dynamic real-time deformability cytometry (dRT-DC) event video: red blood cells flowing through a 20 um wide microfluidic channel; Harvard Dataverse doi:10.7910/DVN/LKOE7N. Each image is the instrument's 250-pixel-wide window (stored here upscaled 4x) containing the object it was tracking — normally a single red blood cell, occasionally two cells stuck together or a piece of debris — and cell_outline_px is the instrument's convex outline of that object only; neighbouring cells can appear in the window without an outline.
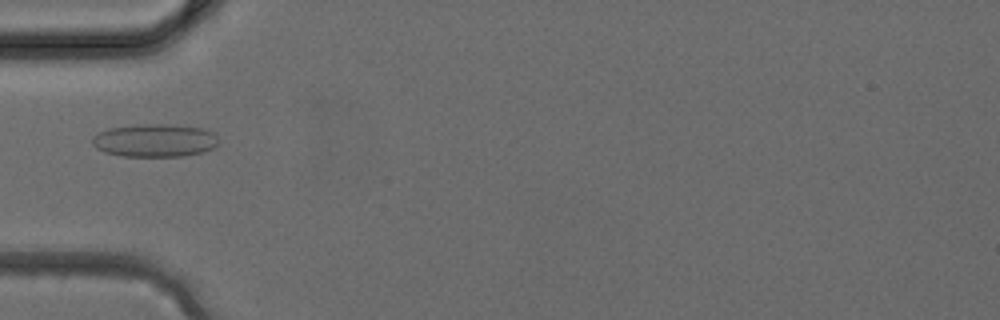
{"species": "common noctule bat (a hibernating species)", "species_latin": "Nyctalus noctula", "temperature_condition": "cold", "stored_images_in_passage": 38, "camera_frame_rate_fps": 3000, "um_per_image_px": 0.085, "animal": {"sex": "female", "body_mass_g": 24.6, "forearm_length_mm": 56.2}, "frame": {"image": 1, "passage_image": 13, "time_ms": 4.0, "image_size_px": [1000, 320], "cell_outline_px": [[216, 144], [212, 148], [204, 152], [184, 156], [124, 156], [104, 152], [96, 148], [92, 144], [92, 136], [108, 128], [144, 124], [164, 124], [204, 128], [212, 132], [216, 136]], "centroid_in_image_um": [13.13, 11.94], "position_along_channel_um": 71.9, "area_um2": 24.16}}
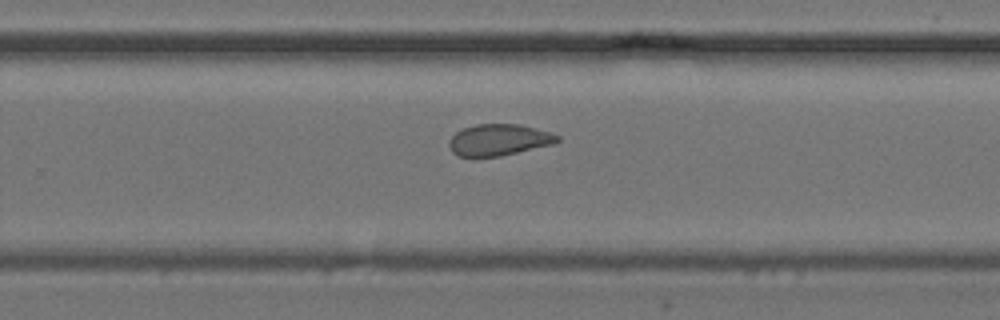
{"frame": {"image": 2, "passage_image": 25, "time_ms": 8.0, "image_size_px": [1000, 320], "cell_outline_px": [[560, 140], [556, 144], [500, 156], [472, 160], [456, 156], [452, 152], [448, 144], [448, 140], [456, 132], [464, 128], [476, 124], [520, 124], [552, 132], [560, 136]], "centroid_in_image_um": [42.38, 11.93], "position_along_channel_um": 287.4, "area_um2": 20.69}}
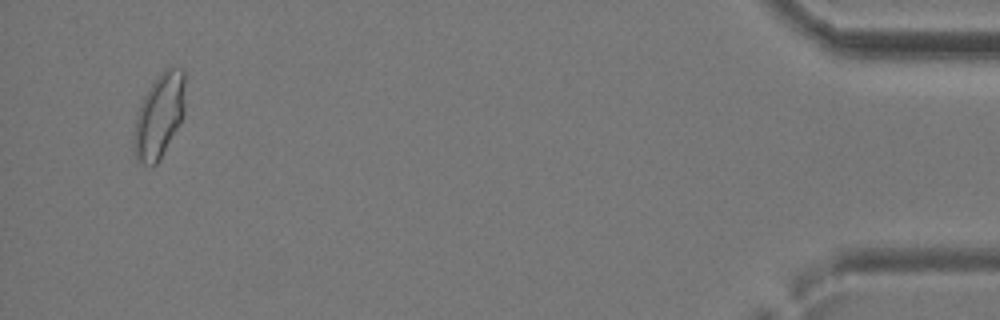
{"frame": {"image": 3, "passage_image": 37, "time_ms": 12.0, "image_size_px": [1000, 320], "cell_outline_px": [[184, 116], [180, 124], [160, 160], [152, 168], [136, 164], [132, 148], [132, 140], [136, 116], [140, 104], [144, 96], [160, 72], [164, 68], [184, 68]], "centroid_in_image_um": [13.5, 9.94], "position_along_channel_um": 421.7, "area_um2": 25.84}}